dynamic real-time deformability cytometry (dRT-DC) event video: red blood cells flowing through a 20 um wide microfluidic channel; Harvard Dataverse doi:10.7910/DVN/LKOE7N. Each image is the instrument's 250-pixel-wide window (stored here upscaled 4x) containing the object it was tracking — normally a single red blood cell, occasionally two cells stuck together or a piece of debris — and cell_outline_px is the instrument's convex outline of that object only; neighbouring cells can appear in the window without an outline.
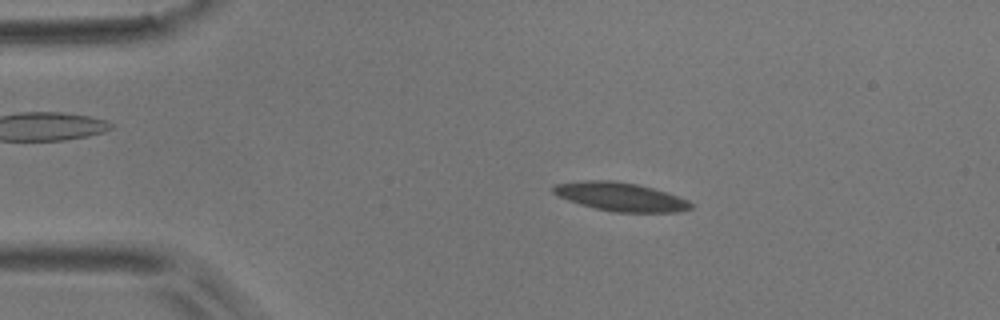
{"species": "common noctule bat (a hibernating species)", "species_latin": "Nyctalus noctula", "temperature_condition": "room temperature", "stored_images_in_passage": 58, "camera_frame_rate_fps": 3000, "um_per_image_px": 0.085, "animal": {"sex": "male", "body_mass_g": 17.9}, "frame": {"image": 1, "passage_image": 10, "time_ms": 3.0, "image_size_px": [1000, 320], "cell_outline_px": [[696, 204], [692, 208], [680, 212], [612, 212], [580, 204], [568, 200], [552, 192], [552, 188], [556, 184], [584, 180], [612, 180], [636, 184], [652, 188], [688, 200]], "centroid_in_image_um": [52.77, 16.73], "position_along_channel_um": 32.2, "area_um2": 22.77}}
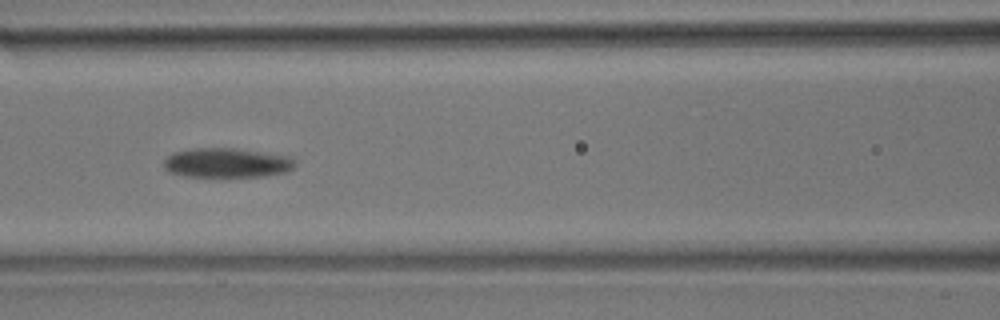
{"frame": {"image": 2, "passage_image": 24, "time_ms": 7.667, "image_size_px": [1000, 320], "cell_outline_px": [[296, 164], [288, 172], [264, 176], [224, 180], [184, 176], [168, 172], [164, 168], [164, 160], [172, 152], [196, 148], [236, 148], [292, 156], [296, 160]], "centroid_in_image_um": [19.3, 13.89], "position_along_channel_um": 147.3, "area_um2": 23.93}}
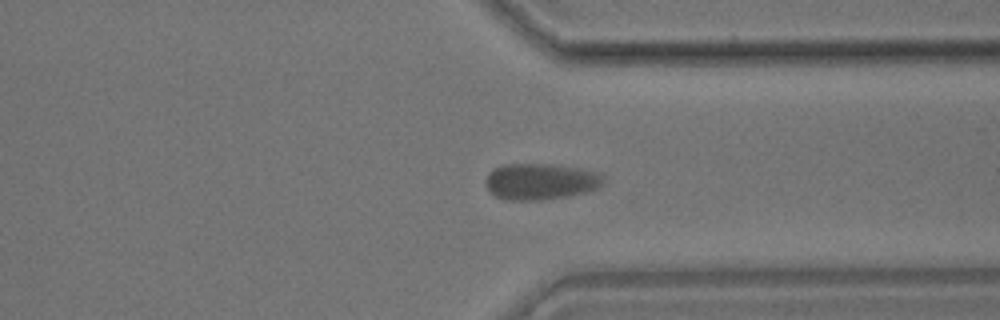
{"frame": {"image": 3, "passage_image": 43, "time_ms": 14.0, "image_size_px": [1000, 320], "cell_outline_px": [[604, 184], [600, 188], [568, 196], [540, 200], [504, 200], [488, 192], [484, 184], [484, 180], [488, 172], [492, 168], [504, 164], [556, 164], [584, 168], [600, 172], [604, 176]], "centroid_in_image_um": [45.94, 15.41], "position_along_channel_um": 365.5, "area_um2": 25.66}, "authors_computed_cell_mechanics": {"area_um2": 23.8714, "velocity_mm_per_s": 3.4522, "shape_relaxation_time_tau1_ms": 2.5038, "shape_relaxation_time_tau2_ms": null, "deformation_change_tau1": 0.1045, "deformation_change_tau2": null}}